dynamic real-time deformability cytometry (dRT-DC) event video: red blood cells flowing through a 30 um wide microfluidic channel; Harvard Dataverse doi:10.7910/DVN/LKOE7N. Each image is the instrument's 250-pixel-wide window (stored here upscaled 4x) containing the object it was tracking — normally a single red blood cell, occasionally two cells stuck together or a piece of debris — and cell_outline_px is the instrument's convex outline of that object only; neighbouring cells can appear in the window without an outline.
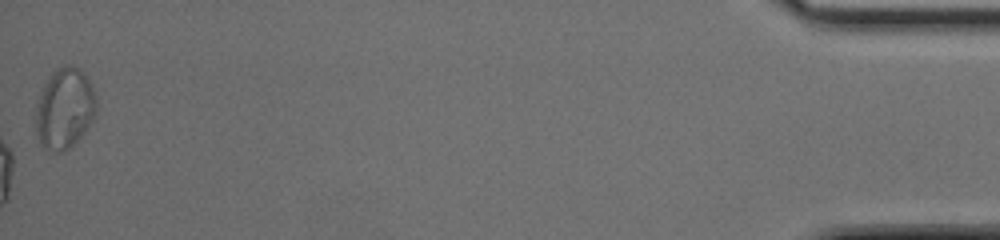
{"species": "common noctule bat (a hibernating species)", "species_latin": "Nyctalus noctula", "temperature_condition": "cold", "stored_images_in_passage": 40, "camera_frame_rate_fps": 3000, "um_per_image_px": 0.085, "animal": {"sex": "female", "body_mass_g": 17.0, "forearm_length_mm": 48.0}, "frame": {"image": 1, "passage_image": 40, "time_ms": 13.0, "image_size_px": [1000, 240], "cell_outline_px": [[96, 112], [92, 120], [84, 132], [68, 148], [60, 152], [56, 152], [44, 148], [40, 144], [36, 132], [36, 100], [48, 76], [56, 68], [64, 64], [76, 68], [84, 72], [92, 84], [96, 96]], "centroid_in_image_um": [5.47, 9.19], "position_along_channel_um": 429.7, "area_um2": 28.61}, "authors_computed_cell_mechanics": {"area_um2": 21.3282, "velocity_mm_per_s": 4.194, "shape_relaxation_time_tau1_ms": 7.3834, "shape_relaxation_time_tau2_ms": 1.1923, "deformation_change_tau1": 0.2179, "deformation_change_tau2": 0.0561}}